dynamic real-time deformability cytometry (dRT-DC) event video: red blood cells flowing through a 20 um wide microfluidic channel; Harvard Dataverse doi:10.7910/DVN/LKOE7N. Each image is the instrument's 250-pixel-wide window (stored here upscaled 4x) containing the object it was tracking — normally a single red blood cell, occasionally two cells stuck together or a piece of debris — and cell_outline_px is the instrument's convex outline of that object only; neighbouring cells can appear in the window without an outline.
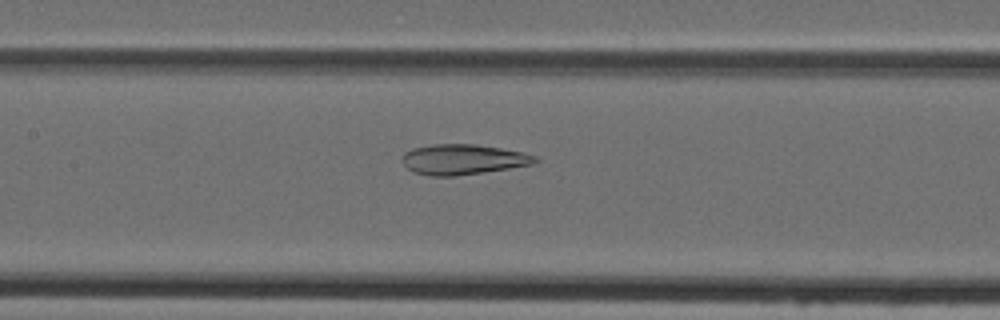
{"species": "Egyptian fruit bat (a non-hibernating species)", "species_latin": "Rousettus aegyptiacus", "temperature_condition": "cold", "stored_images_in_passage": 34, "camera_frame_rate_fps": 3000, "um_per_image_px": 0.085, "animal": {"sex": "female"}, "frame": {"image": 1, "passage_image": 12, "time_ms": 3.667, "image_size_px": [1000, 320], "cell_outline_px": [[540, 160], [536, 164], [484, 172], [452, 176], [428, 176], [412, 172], [400, 160], [404, 152], [412, 148], [432, 144], [476, 144], [524, 152], [536, 156]], "centroid_in_image_um": [39.36, 13.55], "position_along_channel_um": 168.0, "area_um2": 23.76}}
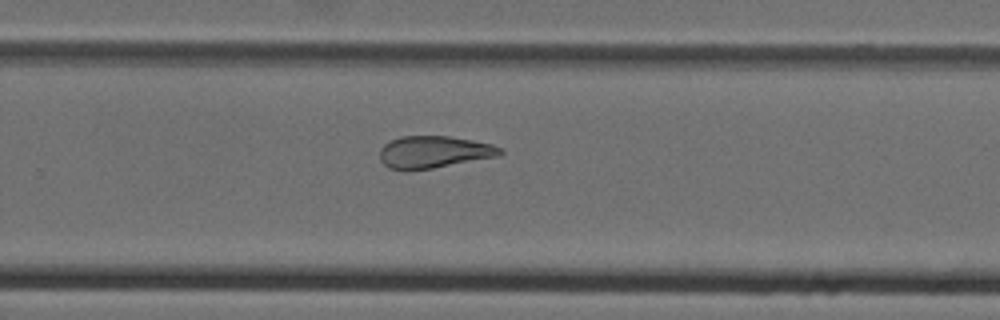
{"frame": {"image": 2, "passage_image": 21, "time_ms": 6.667, "image_size_px": [1000, 320], "cell_outline_px": [[504, 152], [500, 156], [432, 168], [388, 168], [380, 160], [380, 148], [384, 144], [400, 136], [448, 136], [472, 140], [492, 144], [504, 148]], "centroid_in_image_um": [36.94, 12.89], "position_along_channel_um": 292.9, "area_um2": 22.25}}
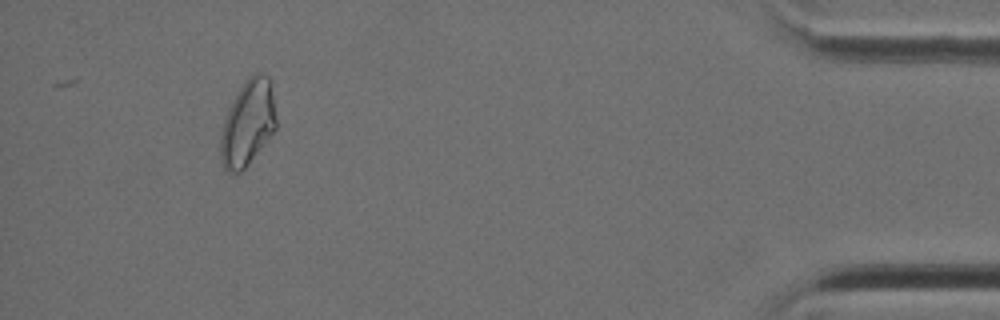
{"frame": {"image": 3, "passage_image": 34, "time_ms": 11.0, "image_size_px": [1000, 320], "cell_outline_px": [[276, 128], [248, 164], [240, 172], [232, 176], [224, 172], [220, 160], [220, 136], [224, 120], [228, 108], [232, 100], [248, 76], [252, 72], [260, 72], [268, 76], [272, 80], [276, 116]], "centroid_in_image_um": [21.05, 10.46], "position_along_channel_um": 414.2, "area_um2": 28.32}}